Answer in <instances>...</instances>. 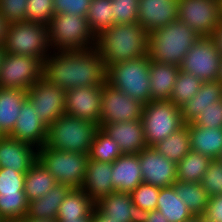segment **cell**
Returning <instances> with one entry per match:
<instances>
[{"label": "cell", "mask_w": 222, "mask_h": 222, "mask_svg": "<svg viewBox=\"0 0 222 222\" xmlns=\"http://www.w3.org/2000/svg\"><path fill=\"white\" fill-rule=\"evenodd\" d=\"M42 77L64 90L101 86L107 83V66L99 51H53L43 61Z\"/></svg>", "instance_id": "6da1fadb"}, {"label": "cell", "mask_w": 222, "mask_h": 222, "mask_svg": "<svg viewBox=\"0 0 222 222\" xmlns=\"http://www.w3.org/2000/svg\"><path fill=\"white\" fill-rule=\"evenodd\" d=\"M148 35L138 22L114 24L96 36L95 48L108 68L112 64L147 56Z\"/></svg>", "instance_id": "7a4b0ae2"}, {"label": "cell", "mask_w": 222, "mask_h": 222, "mask_svg": "<svg viewBox=\"0 0 222 222\" xmlns=\"http://www.w3.org/2000/svg\"><path fill=\"white\" fill-rule=\"evenodd\" d=\"M200 36L178 19L155 29L148 35V56L151 61L178 65Z\"/></svg>", "instance_id": "3957f363"}, {"label": "cell", "mask_w": 222, "mask_h": 222, "mask_svg": "<svg viewBox=\"0 0 222 222\" xmlns=\"http://www.w3.org/2000/svg\"><path fill=\"white\" fill-rule=\"evenodd\" d=\"M99 125L63 114L47 130L45 146L59 151L89 153Z\"/></svg>", "instance_id": "277c9868"}, {"label": "cell", "mask_w": 222, "mask_h": 222, "mask_svg": "<svg viewBox=\"0 0 222 222\" xmlns=\"http://www.w3.org/2000/svg\"><path fill=\"white\" fill-rule=\"evenodd\" d=\"M48 34L53 51L88 50L96 45L87 18L75 14H54Z\"/></svg>", "instance_id": "5b68a950"}, {"label": "cell", "mask_w": 222, "mask_h": 222, "mask_svg": "<svg viewBox=\"0 0 222 222\" xmlns=\"http://www.w3.org/2000/svg\"><path fill=\"white\" fill-rule=\"evenodd\" d=\"M149 56L112 64L107 68V83L144 104L151 101Z\"/></svg>", "instance_id": "8992f818"}, {"label": "cell", "mask_w": 222, "mask_h": 222, "mask_svg": "<svg viewBox=\"0 0 222 222\" xmlns=\"http://www.w3.org/2000/svg\"><path fill=\"white\" fill-rule=\"evenodd\" d=\"M37 160L57 183L81 189L89 161L87 153L59 151L44 145L37 150Z\"/></svg>", "instance_id": "52a82bcc"}, {"label": "cell", "mask_w": 222, "mask_h": 222, "mask_svg": "<svg viewBox=\"0 0 222 222\" xmlns=\"http://www.w3.org/2000/svg\"><path fill=\"white\" fill-rule=\"evenodd\" d=\"M3 47L7 53L35 57L42 63L53 52L48 26L28 21L8 25Z\"/></svg>", "instance_id": "ba28073f"}, {"label": "cell", "mask_w": 222, "mask_h": 222, "mask_svg": "<svg viewBox=\"0 0 222 222\" xmlns=\"http://www.w3.org/2000/svg\"><path fill=\"white\" fill-rule=\"evenodd\" d=\"M141 121L145 142L149 147H153L185 125L181 109L171 100H151L144 104Z\"/></svg>", "instance_id": "9c48e42d"}, {"label": "cell", "mask_w": 222, "mask_h": 222, "mask_svg": "<svg viewBox=\"0 0 222 222\" xmlns=\"http://www.w3.org/2000/svg\"><path fill=\"white\" fill-rule=\"evenodd\" d=\"M221 19L220 0H178V20L193 28L200 37H211Z\"/></svg>", "instance_id": "30bf717a"}, {"label": "cell", "mask_w": 222, "mask_h": 222, "mask_svg": "<svg viewBox=\"0 0 222 222\" xmlns=\"http://www.w3.org/2000/svg\"><path fill=\"white\" fill-rule=\"evenodd\" d=\"M221 54L211 37H200L184 56L180 70L197 76L203 82L217 81Z\"/></svg>", "instance_id": "8fae6325"}, {"label": "cell", "mask_w": 222, "mask_h": 222, "mask_svg": "<svg viewBox=\"0 0 222 222\" xmlns=\"http://www.w3.org/2000/svg\"><path fill=\"white\" fill-rule=\"evenodd\" d=\"M43 63L35 57L6 52L0 71V88L27 91L42 78Z\"/></svg>", "instance_id": "7c38bea8"}, {"label": "cell", "mask_w": 222, "mask_h": 222, "mask_svg": "<svg viewBox=\"0 0 222 222\" xmlns=\"http://www.w3.org/2000/svg\"><path fill=\"white\" fill-rule=\"evenodd\" d=\"M144 103L106 83L102 87L100 125L141 120Z\"/></svg>", "instance_id": "4fadbf2b"}, {"label": "cell", "mask_w": 222, "mask_h": 222, "mask_svg": "<svg viewBox=\"0 0 222 222\" xmlns=\"http://www.w3.org/2000/svg\"><path fill=\"white\" fill-rule=\"evenodd\" d=\"M26 97L35 108V115L47 127L65 114L66 90L51 84L43 77L27 90Z\"/></svg>", "instance_id": "5bb4252c"}, {"label": "cell", "mask_w": 222, "mask_h": 222, "mask_svg": "<svg viewBox=\"0 0 222 222\" xmlns=\"http://www.w3.org/2000/svg\"><path fill=\"white\" fill-rule=\"evenodd\" d=\"M101 96V86L67 89L65 114L100 125Z\"/></svg>", "instance_id": "9a60e30c"}, {"label": "cell", "mask_w": 222, "mask_h": 222, "mask_svg": "<svg viewBox=\"0 0 222 222\" xmlns=\"http://www.w3.org/2000/svg\"><path fill=\"white\" fill-rule=\"evenodd\" d=\"M138 158L144 183L163 188L177 181V164L158 154L153 147H145Z\"/></svg>", "instance_id": "2e32d148"}, {"label": "cell", "mask_w": 222, "mask_h": 222, "mask_svg": "<svg viewBox=\"0 0 222 222\" xmlns=\"http://www.w3.org/2000/svg\"><path fill=\"white\" fill-rule=\"evenodd\" d=\"M35 113L33 105L26 100L19 111L15 126L9 137L31 144L38 149L46 143L48 127Z\"/></svg>", "instance_id": "e0dca14e"}, {"label": "cell", "mask_w": 222, "mask_h": 222, "mask_svg": "<svg viewBox=\"0 0 222 222\" xmlns=\"http://www.w3.org/2000/svg\"><path fill=\"white\" fill-rule=\"evenodd\" d=\"M178 19V0H139L138 23L148 33Z\"/></svg>", "instance_id": "ac0fdd59"}, {"label": "cell", "mask_w": 222, "mask_h": 222, "mask_svg": "<svg viewBox=\"0 0 222 222\" xmlns=\"http://www.w3.org/2000/svg\"><path fill=\"white\" fill-rule=\"evenodd\" d=\"M37 148L9 136H0V168L26 173L37 161Z\"/></svg>", "instance_id": "d6986e66"}, {"label": "cell", "mask_w": 222, "mask_h": 222, "mask_svg": "<svg viewBox=\"0 0 222 222\" xmlns=\"http://www.w3.org/2000/svg\"><path fill=\"white\" fill-rule=\"evenodd\" d=\"M101 129L118 143L123 154H138L147 147L141 120L107 123Z\"/></svg>", "instance_id": "ffe728a7"}, {"label": "cell", "mask_w": 222, "mask_h": 222, "mask_svg": "<svg viewBox=\"0 0 222 222\" xmlns=\"http://www.w3.org/2000/svg\"><path fill=\"white\" fill-rule=\"evenodd\" d=\"M112 163L89 160L81 189L94 202L115 192L111 181Z\"/></svg>", "instance_id": "44dd1931"}, {"label": "cell", "mask_w": 222, "mask_h": 222, "mask_svg": "<svg viewBox=\"0 0 222 222\" xmlns=\"http://www.w3.org/2000/svg\"><path fill=\"white\" fill-rule=\"evenodd\" d=\"M111 181L117 192L131 193L143 182L138 154H122L112 163Z\"/></svg>", "instance_id": "7402d4cb"}, {"label": "cell", "mask_w": 222, "mask_h": 222, "mask_svg": "<svg viewBox=\"0 0 222 222\" xmlns=\"http://www.w3.org/2000/svg\"><path fill=\"white\" fill-rule=\"evenodd\" d=\"M95 206L110 220L141 222L142 213L132 202L130 193L113 192L100 199Z\"/></svg>", "instance_id": "603a6c76"}, {"label": "cell", "mask_w": 222, "mask_h": 222, "mask_svg": "<svg viewBox=\"0 0 222 222\" xmlns=\"http://www.w3.org/2000/svg\"><path fill=\"white\" fill-rule=\"evenodd\" d=\"M180 66L150 60L149 85L151 100H170Z\"/></svg>", "instance_id": "cb8c5ba5"}, {"label": "cell", "mask_w": 222, "mask_h": 222, "mask_svg": "<svg viewBox=\"0 0 222 222\" xmlns=\"http://www.w3.org/2000/svg\"><path fill=\"white\" fill-rule=\"evenodd\" d=\"M26 95L23 89L0 88V136L12 133Z\"/></svg>", "instance_id": "d4e9b609"}, {"label": "cell", "mask_w": 222, "mask_h": 222, "mask_svg": "<svg viewBox=\"0 0 222 222\" xmlns=\"http://www.w3.org/2000/svg\"><path fill=\"white\" fill-rule=\"evenodd\" d=\"M221 99L222 83L219 80L203 82L197 94L180 108L184 123H192L202 110Z\"/></svg>", "instance_id": "484cf974"}, {"label": "cell", "mask_w": 222, "mask_h": 222, "mask_svg": "<svg viewBox=\"0 0 222 222\" xmlns=\"http://www.w3.org/2000/svg\"><path fill=\"white\" fill-rule=\"evenodd\" d=\"M190 135V150L218 159L222 152V129L204 128L187 123Z\"/></svg>", "instance_id": "4316f807"}, {"label": "cell", "mask_w": 222, "mask_h": 222, "mask_svg": "<svg viewBox=\"0 0 222 222\" xmlns=\"http://www.w3.org/2000/svg\"><path fill=\"white\" fill-rule=\"evenodd\" d=\"M70 190L68 185L57 183L47 194L29 202L26 216L33 219L57 220L59 205Z\"/></svg>", "instance_id": "83f0119b"}, {"label": "cell", "mask_w": 222, "mask_h": 222, "mask_svg": "<svg viewBox=\"0 0 222 222\" xmlns=\"http://www.w3.org/2000/svg\"><path fill=\"white\" fill-rule=\"evenodd\" d=\"M95 203L82 189H71L59 205L57 220L92 217Z\"/></svg>", "instance_id": "f1b7e54d"}, {"label": "cell", "mask_w": 222, "mask_h": 222, "mask_svg": "<svg viewBox=\"0 0 222 222\" xmlns=\"http://www.w3.org/2000/svg\"><path fill=\"white\" fill-rule=\"evenodd\" d=\"M56 184L49 171L37 160L25 173L24 192L27 201L41 198Z\"/></svg>", "instance_id": "f546056e"}, {"label": "cell", "mask_w": 222, "mask_h": 222, "mask_svg": "<svg viewBox=\"0 0 222 222\" xmlns=\"http://www.w3.org/2000/svg\"><path fill=\"white\" fill-rule=\"evenodd\" d=\"M156 209L167 216L169 222H185L194 217L173 186L160 188Z\"/></svg>", "instance_id": "4dcf8cb0"}, {"label": "cell", "mask_w": 222, "mask_h": 222, "mask_svg": "<svg viewBox=\"0 0 222 222\" xmlns=\"http://www.w3.org/2000/svg\"><path fill=\"white\" fill-rule=\"evenodd\" d=\"M158 154L176 164L190 151V135L185 124L167 138L153 146Z\"/></svg>", "instance_id": "1f68e13d"}, {"label": "cell", "mask_w": 222, "mask_h": 222, "mask_svg": "<svg viewBox=\"0 0 222 222\" xmlns=\"http://www.w3.org/2000/svg\"><path fill=\"white\" fill-rule=\"evenodd\" d=\"M211 161L210 157L190 150L177 163V180L200 183Z\"/></svg>", "instance_id": "d6a6232c"}, {"label": "cell", "mask_w": 222, "mask_h": 222, "mask_svg": "<svg viewBox=\"0 0 222 222\" xmlns=\"http://www.w3.org/2000/svg\"><path fill=\"white\" fill-rule=\"evenodd\" d=\"M178 197L187 205L194 216H202L209 202V196L200 183L176 181L172 185Z\"/></svg>", "instance_id": "836d02e7"}, {"label": "cell", "mask_w": 222, "mask_h": 222, "mask_svg": "<svg viewBox=\"0 0 222 222\" xmlns=\"http://www.w3.org/2000/svg\"><path fill=\"white\" fill-rule=\"evenodd\" d=\"M122 154L118 143L99 127L88 153L89 160L113 163Z\"/></svg>", "instance_id": "e575fe53"}, {"label": "cell", "mask_w": 222, "mask_h": 222, "mask_svg": "<svg viewBox=\"0 0 222 222\" xmlns=\"http://www.w3.org/2000/svg\"><path fill=\"white\" fill-rule=\"evenodd\" d=\"M111 0H92L87 13V21L91 31L98 36L103 30L114 25Z\"/></svg>", "instance_id": "d590c367"}, {"label": "cell", "mask_w": 222, "mask_h": 222, "mask_svg": "<svg viewBox=\"0 0 222 222\" xmlns=\"http://www.w3.org/2000/svg\"><path fill=\"white\" fill-rule=\"evenodd\" d=\"M203 81L197 76L179 71L170 100L179 108L193 98L201 88Z\"/></svg>", "instance_id": "8d00e7d4"}, {"label": "cell", "mask_w": 222, "mask_h": 222, "mask_svg": "<svg viewBox=\"0 0 222 222\" xmlns=\"http://www.w3.org/2000/svg\"><path fill=\"white\" fill-rule=\"evenodd\" d=\"M29 202L25 193L0 194V216L7 220H22L28 212Z\"/></svg>", "instance_id": "74e56055"}, {"label": "cell", "mask_w": 222, "mask_h": 222, "mask_svg": "<svg viewBox=\"0 0 222 222\" xmlns=\"http://www.w3.org/2000/svg\"><path fill=\"white\" fill-rule=\"evenodd\" d=\"M160 187L142 182L131 193L132 202L143 214L156 210Z\"/></svg>", "instance_id": "f35d334b"}, {"label": "cell", "mask_w": 222, "mask_h": 222, "mask_svg": "<svg viewBox=\"0 0 222 222\" xmlns=\"http://www.w3.org/2000/svg\"><path fill=\"white\" fill-rule=\"evenodd\" d=\"M53 16V0H27L26 21L48 26Z\"/></svg>", "instance_id": "ab89813d"}, {"label": "cell", "mask_w": 222, "mask_h": 222, "mask_svg": "<svg viewBox=\"0 0 222 222\" xmlns=\"http://www.w3.org/2000/svg\"><path fill=\"white\" fill-rule=\"evenodd\" d=\"M114 24H130L138 22L139 0H111Z\"/></svg>", "instance_id": "60d3db41"}, {"label": "cell", "mask_w": 222, "mask_h": 222, "mask_svg": "<svg viewBox=\"0 0 222 222\" xmlns=\"http://www.w3.org/2000/svg\"><path fill=\"white\" fill-rule=\"evenodd\" d=\"M209 197L222 194V162L214 159L210 162L206 173L200 181Z\"/></svg>", "instance_id": "b9f144b4"}, {"label": "cell", "mask_w": 222, "mask_h": 222, "mask_svg": "<svg viewBox=\"0 0 222 222\" xmlns=\"http://www.w3.org/2000/svg\"><path fill=\"white\" fill-rule=\"evenodd\" d=\"M24 181L25 173L10 168H0V194L25 193Z\"/></svg>", "instance_id": "7bdbcfd3"}, {"label": "cell", "mask_w": 222, "mask_h": 222, "mask_svg": "<svg viewBox=\"0 0 222 222\" xmlns=\"http://www.w3.org/2000/svg\"><path fill=\"white\" fill-rule=\"evenodd\" d=\"M192 124L198 127L222 129V99L202 110Z\"/></svg>", "instance_id": "ee69618b"}, {"label": "cell", "mask_w": 222, "mask_h": 222, "mask_svg": "<svg viewBox=\"0 0 222 222\" xmlns=\"http://www.w3.org/2000/svg\"><path fill=\"white\" fill-rule=\"evenodd\" d=\"M27 0H0V14L9 23L26 21Z\"/></svg>", "instance_id": "f6af8a7d"}, {"label": "cell", "mask_w": 222, "mask_h": 222, "mask_svg": "<svg viewBox=\"0 0 222 222\" xmlns=\"http://www.w3.org/2000/svg\"><path fill=\"white\" fill-rule=\"evenodd\" d=\"M92 0H53L54 14L70 13L86 17Z\"/></svg>", "instance_id": "bcb514c9"}, {"label": "cell", "mask_w": 222, "mask_h": 222, "mask_svg": "<svg viewBox=\"0 0 222 222\" xmlns=\"http://www.w3.org/2000/svg\"><path fill=\"white\" fill-rule=\"evenodd\" d=\"M205 222H222V194L209 197L204 214Z\"/></svg>", "instance_id": "7dc6e473"}, {"label": "cell", "mask_w": 222, "mask_h": 222, "mask_svg": "<svg viewBox=\"0 0 222 222\" xmlns=\"http://www.w3.org/2000/svg\"><path fill=\"white\" fill-rule=\"evenodd\" d=\"M141 222H169L159 210H152L142 214Z\"/></svg>", "instance_id": "c3c4849f"}, {"label": "cell", "mask_w": 222, "mask_h": 222, "mask_svg": "<svg viewBox=\"0 0 222 222\" xmlns=\"http://www.w3.org/2000/svg\"><path fill=\"white\" fill-rule=\"evenodd\" d=\"M211 38L214 40L216 48L222 56V19L220 20V24L211 34Z\"/></svg>", "instance_id": "681fc988"}, {"label": "cell", "mask_w": 222, "mask_h": 222, "mask_svg": "<svg viewBox=\"0 0 222 222\" xmlns=\"http://www.w3.org/2000/svg\"><path fill=\"white\" fill-rule=\"evenodd\" d=\"M91 222H116L115 220H110L105 216L96 206L93 209Z\"/></svg>", "instance_id": "f907efd6"}, {"label": "cell", "mask_w": 222, "mask_h": 222, "mask_svg": "<svg viewBox=\"0 0 222 222\" xmlns=\"http://www.w3.org/2000/svg\"><path fill=\"white\" fill-rule=\"evenodd\" d=\"M9 23L0 14V47L4 46Z\"/></svg>", "instance_id": "816d5d0a"}, {"label": "cell", "mask_w": 222, "mask_h": 222, "mask_svg": "<svg viewBox=\"0 0 222 222\" xmlns=\"http://www.w3.org/2000/svg\"><path fill=\"white\" fill-rule=\"evenodd\" d=\"M21 222H57L55 219H33L25 216Z\"/></svg>", "instance_id": "f5cc1de1"}, {"label": "cell", "mask_w": 222, "mask_h": 222, "mask_svg": "<svg viewBox=\"0 0 222 222\" xmlns=\"http://www.w3.org/2000/svg\"><path fill=\"white\" fill-rule=\"evenodd\" d=\"M57 222H91V217L72 219V220H57Z\"/></svg>", "instance_id": "db71d44e"}, {"label": "cell", "mask_w": 222, "mask_h": 222, "mask_svg": "<svg viewBox=\"0 0 222 222\" xmlns=\"http://www.w3.org/2000/svg\"><path fill=\"white\" fill-rule=\"evenodd\" d=\"M5 56H6V51H5L4 47H0V71H1L3 61L5 59Z\"/></svg>", "instance_id": "11a10c76"}, {"label": "cell", "mask_w": 222, "mask_h": 222, "mask_svg": "<svg viewBox=\"0 0 222 222\" xmlns=\"http://www.w3.org/2000/svg\"><path fill=\"white\" fill-rule=\"evenodd\" d=\"M185 222H205L202 216H194L192 219Z\"/></svg>", "instance_id": "9f6ffc18"}, {"label": "cell", "mask_w": 222, "mask_h": 222, "mask_svg": "<svg viewBox=\"0 0 222 222\" xmlns=\"http://www.w3.org/2000/svg\"><path fill=\"white\" fill-rule=\"evenodd\" d=\"M218 80L222 83V58L220 61V70H219Z\"/></svg>", "instance_id": "6f0895ef"}, {"label": "cell", "mask_w": 222, "mask_h": 222, "mask_svg": "<svg viewBox=\"0 0 222 222\" xmlns=\"http://www.w3.org/2000/svg\"><path fill=\"white\" fill-rule=\"evenodd\" d=\"M0 222H21V220H7V219H2Z\"/></svg>", "instance_id": "680465c9"}, {"label": "cell", "mask_w": 222, "mask_h": 222, "mask_svg": "<svg viewBox=\"0 0 222 222\" xmlns=\"http://www.w3.org/2000/svg\"><path fill=\"white\" fill-rule=\"evenodd\" d=\"M218 160H219L220 162H222V152H221V155L219 156Z\"/></svg>", "instance_id": "91938a15"}]
</instances>
